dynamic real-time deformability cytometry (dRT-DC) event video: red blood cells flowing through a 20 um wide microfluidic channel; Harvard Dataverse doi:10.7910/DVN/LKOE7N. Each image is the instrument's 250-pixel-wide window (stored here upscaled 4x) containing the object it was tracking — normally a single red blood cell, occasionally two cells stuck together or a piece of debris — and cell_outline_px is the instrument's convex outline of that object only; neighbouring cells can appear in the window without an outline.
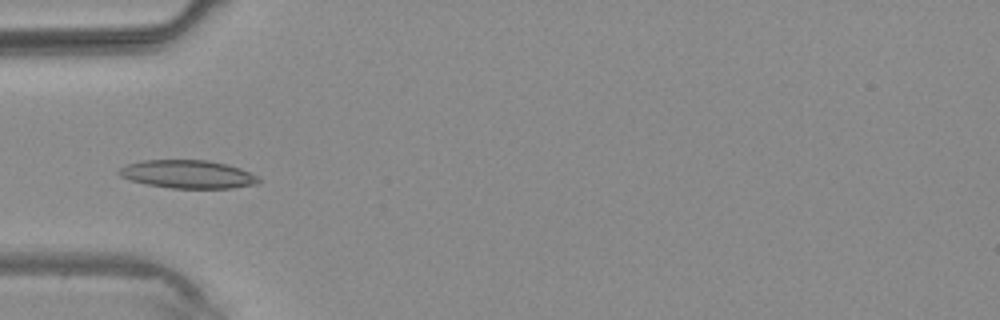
{"species": "common noctule bat (a hibernating species)", "species_latin": "Nyctalus noctula", "temperature_condition": "warm", "stored_images_in_passage": 4, "camera_frame_rate_fps": 3000, "um_per_image_px": 0.085, "animal": {"sex": "male", "body_mass_g": 20.4}, "frame": {"image": 1, "passage_image": 4, "time_ms": 3.667, "image_size_px": [1000, 320], "cell_outline_px": [[260, 184], [232, 188], [172, 188], [148, 184], [132, 180], [120, 176], [116, 172], [120, 168], [128, 164], [140, 160], [208, 160], [240, 168], [256, 176], [260, 180]], "centroid_in_image_um": [15.96, 14.81], "position_along_channel_um": 69.0, "area_um2": 22.77}}